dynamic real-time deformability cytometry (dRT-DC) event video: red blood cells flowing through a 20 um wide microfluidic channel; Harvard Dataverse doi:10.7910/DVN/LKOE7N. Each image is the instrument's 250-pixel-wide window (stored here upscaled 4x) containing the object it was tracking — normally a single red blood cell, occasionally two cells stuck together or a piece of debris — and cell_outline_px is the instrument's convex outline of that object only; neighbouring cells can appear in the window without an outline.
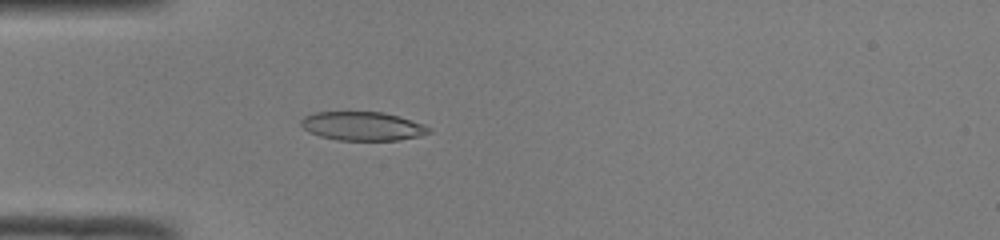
{"species": "common noctule bat (a hibernating species)", "species_latin": "Nyctalus noctula", "temperature_condition": "room temperature", "stored_images_in_passage": 50, "camera_frame_rate_fps": 3000, "um_per_image_px": 0.085, "animal": {"sex": "male", "body_mass_g": 19.0, "forearm_length_mm": 50.8}, "frame": {"image": 1, "passage_image": 15, "time_ms": 4.667, "image_size_px": [1000, 240], "cell_outline_px": [[432, 132], [420, 136], [396, 140], [336, 140], [320, 136], [308, 132], [300, 124], [300, 120], [304, 116], [316, 112], [384, 112], [400, 116], [424, 124], [432, 128]], "centroid_in_image_um": [30.84, 10.72], "position_along_channel_um": 54.2, "area_um2": 21.62}}
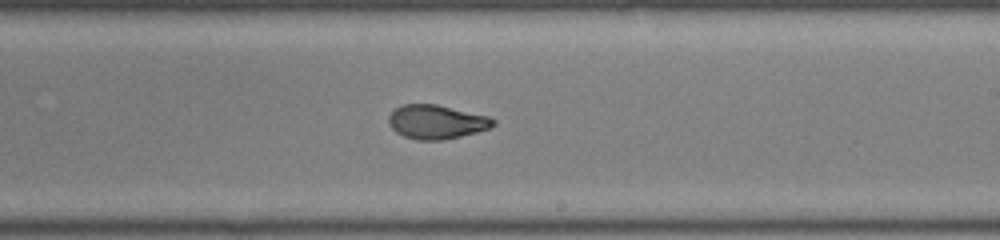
{"frame": {"image": 2, "passage_image": 30, "time_ms": 9.667, "image_size_px": [1000, 240], "cell_outline_px": [[496, 124], [492, 128], [460, 136], [440, 140], [416, 140], [404, 136], [396, 132], [388, 124], [388, 116], [396, 108], [404, 104], [436, 104], [488, 116], [496, 120]], "centroid_in_image_um": [37.1, 10.36], "position_along_channel_um": 251.9, "area_um2": 20.69}}
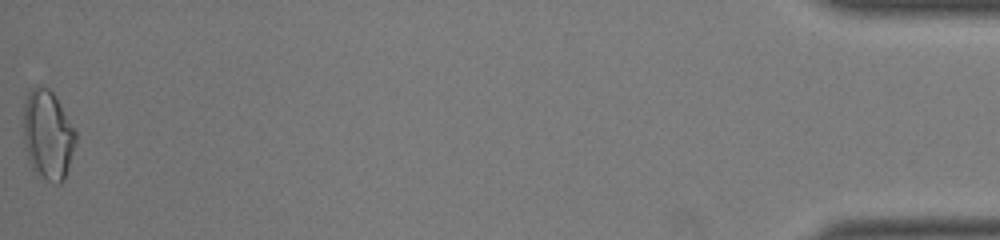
{"frame": {"image": 3, "passage_image": 50, "time_ms": 16.333, "image_size_px": [1000, 240], "cell_outline_px": [[76, 144], [68, 168], [60, 184], [56, 184], [40, 176], [32, 168], [28, 160], [24, 144], [24, 104], [28, 88], [48, 88], [52, 92], [76, 132]], "centroid_in_image_um": [4.05, 11.49], "position_along_channel_um": 431.2, "area_um2": 26.88}, "authors_computed_cell_mechanics": {"area_um2": 21.7328, "velocity_mm_per_s": 4.1117, "shape_relaxation_time_tau1_ms": null, "shape_relaxation_time_tau2_ms": 1.1529, "deformation_change_tau1": null, "deformation_change_tau2": 0.0672}}